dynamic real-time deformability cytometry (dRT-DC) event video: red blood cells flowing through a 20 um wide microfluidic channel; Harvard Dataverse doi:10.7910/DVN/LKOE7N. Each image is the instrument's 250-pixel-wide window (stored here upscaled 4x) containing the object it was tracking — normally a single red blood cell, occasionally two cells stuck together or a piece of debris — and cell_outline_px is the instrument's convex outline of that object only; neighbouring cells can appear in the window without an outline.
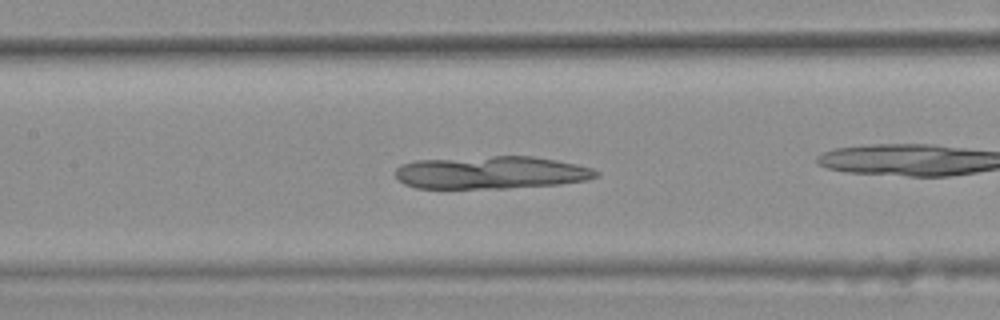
{"species": "common noctule bat (a hibernating species)", "species_latin": "Nyctalus noctula", "temperature_condition": "warm", "stored_images_in_passage": 30, "camera_frame_rate_fps": 3000, "um_per_image_px": 0.085, "animal": {"sex": "female", "body_mass_g": 25.1}, "frame": {"image": 1, "passage_image": 9, "time_ms": 2.667, "image_size_px": [1000, 320], "cell_outline_px": [[600, 176], [588, 180], [560, 184], [508, 188], [416, 188], [404, 184], [396, 180], [396, 168], [400, 164], [416, 160], [492, 156], [532, 156], [556, 160], [576, 164], [592, 168], [600, 172]], "centroid_in_image_um": [41.75, 14.67], "position_along_channel_um": 165.7, "area_um2": 38.55}}
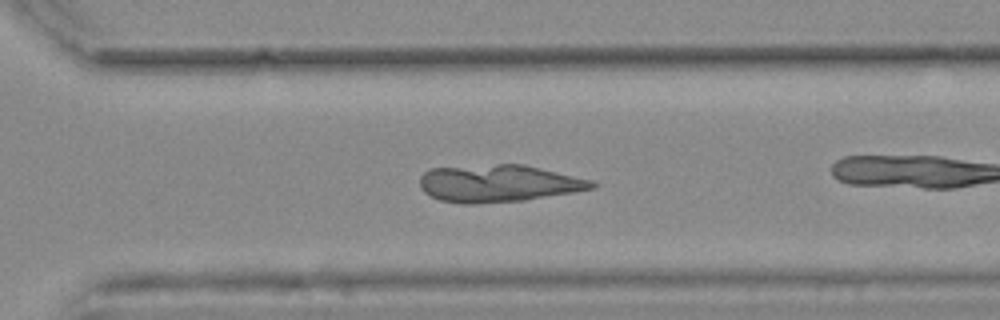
{"frame": {"image": 2, "passage_image": 22, "time_ms": 7.0, "image_size_px": [1000, 320], "cell_outline_px": [[596, 188], [524, 200], [476, 204], [460, 204], [440, 200], [424, 192], [420, 188], [420, 176], [428, 168], [496, 164], [524, 164], [592, 180], [596, 184]], "centroid_in_image_um": [42.33, 15.59], "position_along_channel_um": 328.3, "area_um2": 37.45}}